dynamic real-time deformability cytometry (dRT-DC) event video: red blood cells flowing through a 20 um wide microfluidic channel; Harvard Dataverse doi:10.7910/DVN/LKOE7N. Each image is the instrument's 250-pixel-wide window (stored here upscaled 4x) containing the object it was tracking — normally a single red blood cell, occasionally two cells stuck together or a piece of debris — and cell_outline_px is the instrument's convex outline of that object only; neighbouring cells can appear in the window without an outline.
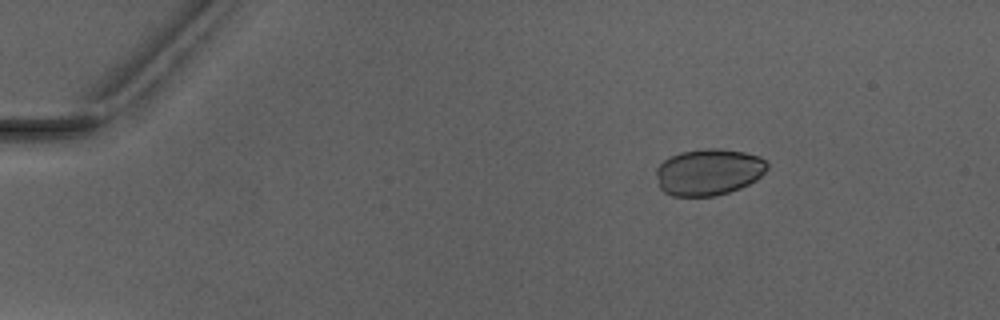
{"species": "Egyptian fruit bat (a non-hibernating species)", "species_latin": "Rousettus aegyptiacus", "temperature_condition": "warm", "stored_images_in_passage": 4, "camera_frame_rate_fps": 3000, "um_per_image_px": 0.085, "animal": {"sex": "male"}, "frame": {"image": 1, "passage_image": 2, "time_ms": 1.333, "image_size_px": [1000, 320], "cell_outline_px": [[768, 168], [756, 180], [740, 188], [716, 196], [672, 196], [664, 192], [660, 188], [656, 176], [656, 168], [664, 160], [680, 152], [708, 148], [720, 148], [744, 152], [760, 156], [768, 164]], "centroid_in_image_um": [60.23, 14.62], "position_along_channel_um": 24.8, "area_um2": 30.17}}